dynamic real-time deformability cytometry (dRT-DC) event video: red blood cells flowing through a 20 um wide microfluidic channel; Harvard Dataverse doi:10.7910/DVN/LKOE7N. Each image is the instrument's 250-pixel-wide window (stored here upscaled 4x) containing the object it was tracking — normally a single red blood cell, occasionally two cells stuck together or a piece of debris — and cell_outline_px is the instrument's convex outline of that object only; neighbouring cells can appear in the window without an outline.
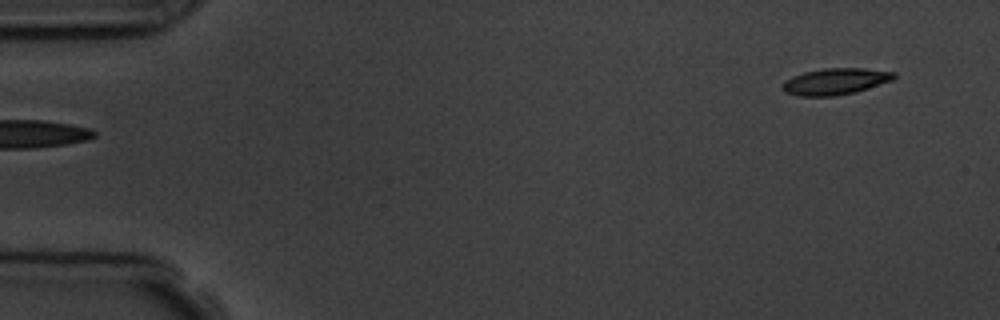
{"species": "common noctule bat (a hibernating species)", "species_latin": "Nyctalus noctula", "temperature_condition": "room temperature", "stored_images_in_passage": 3, "camera_frame_rate_fps": 3000, "um_per_image_px": 0.085, "animal": {"sex": "male", "body_mass_g": 19.5, "forearm_length_mm": 54.6}, "frame": {"image": 1, "passage_image": 3, "time_ms": 2.333, "image_size_px": [1000, 320], "cell_outline_px": [[896, 76], [892, 80], [856, 92], [832, 96], [800, 96], [784, 92], [780, 88], [780, 84], [784, 80], [792, 76], [804, 72], [824, 68], [864, 68], [896, 72]], "centroid_in_image_um": [70.96, 6.92], "position_along_channel_um": 14.0, "area_um2": 17.34}}